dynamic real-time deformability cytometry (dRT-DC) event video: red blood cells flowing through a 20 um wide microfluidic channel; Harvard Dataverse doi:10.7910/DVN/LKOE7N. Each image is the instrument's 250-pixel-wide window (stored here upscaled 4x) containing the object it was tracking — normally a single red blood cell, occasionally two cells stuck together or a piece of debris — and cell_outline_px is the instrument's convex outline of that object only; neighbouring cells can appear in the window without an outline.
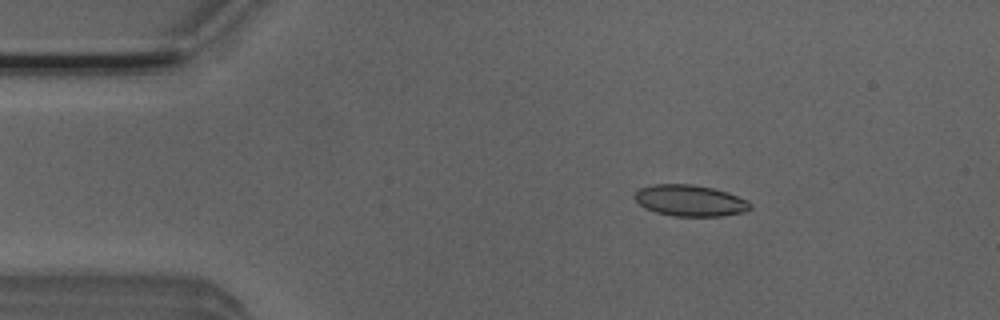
{"species": "Egyptian fruit bat (a non-hibernating species)", "species_latin": "Rousettus aegyptiacus", "temperature_condition": "room temperature", "stored_images_in_passage": 51, "camera_frame_rate_fps": 3000, "um_per_image_px": 0.085, "animal": {"sex": "male"}, "frame": {"image": 1, "passage_image": 8, "time_ms": 2.333, "image_size_px": [1000, 320], "cell_outline_px": [[752, 208], [744, 212], [720, 216], [672, 216], [656, 212], [644, 208], [632, 196], [640, 188], [652, 184], [692, 184], [712, 188], [728, 192], [748, 200], [752, 204]], "centroid_in_image_um": [58.66, 17.05], "position_along_channel_um": 26.3, "area_um2": 21.21}}
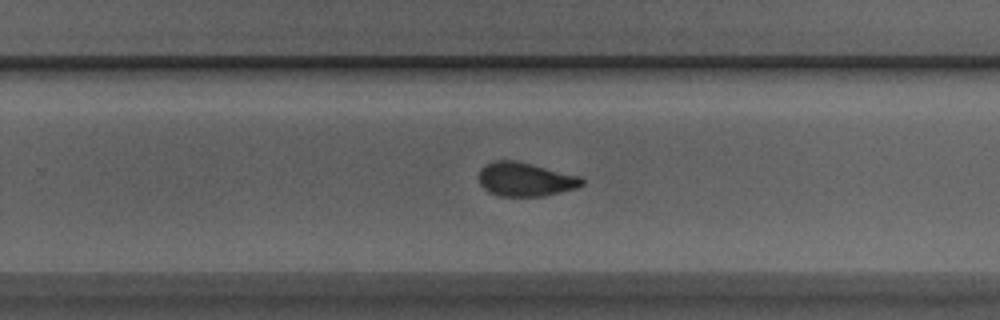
{"frame": {"image": 2, "passage_image": 32, "time_ms": 10.333, "image_size_px": [1000, 320], "cell_outline_px": [[584, 184], [576, 188], [544, 196], [500, 196], [488, 192], [480, 184], [476, 176], [480, 168], [484, 164], [492, 160], [516, 160], [580, 176], [584, 180]], "centroid_in_image_um": [44.59, 15.23], "position_along_channel_um": 285.2, "area_um2": 20.63}}
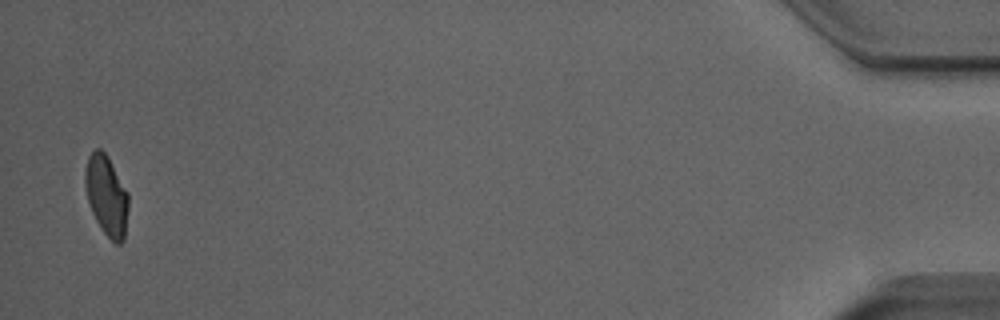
{"frame": {"image": 3, "passage_image": 50, "time_ms": 16.333, "image_size_px": [1000, 320], "cell_outline_px": [[128, 208], [124, 240], [120, 244], [116, 244], [100, 228], [92, 212], [88, 200], [84, 184], [84, 172], [88, 156], [96, 148], [100, 148], [108, 156], [128, 192]], "centroid_in_image_um": [9.05, 16.6], "position_along_channel_um": 426.2, "area_um2": 20.29}}